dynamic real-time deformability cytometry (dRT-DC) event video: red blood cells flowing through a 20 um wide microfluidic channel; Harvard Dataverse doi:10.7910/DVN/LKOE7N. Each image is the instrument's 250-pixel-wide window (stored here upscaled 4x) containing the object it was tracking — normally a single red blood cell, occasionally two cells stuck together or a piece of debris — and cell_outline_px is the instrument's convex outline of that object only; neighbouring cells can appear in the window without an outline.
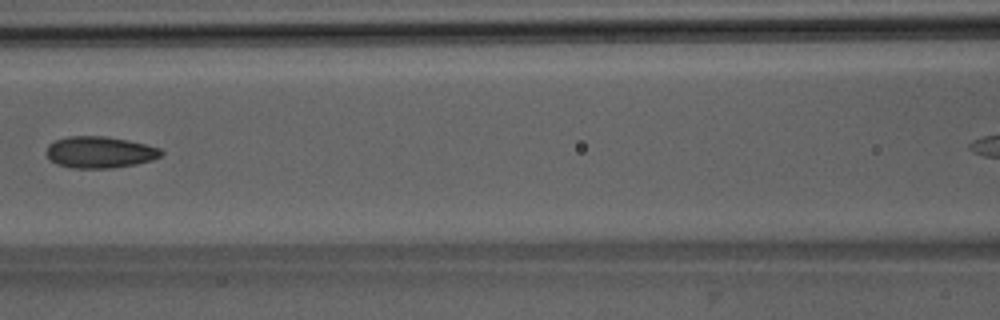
{"species": "Egyptian fruit bat (a non-hibernating species)", "species_latin": "Rousettus aegyptiacus", "temperature_condition": "room temperature", "stored_images_in_passage": 7, "camera_frame_rate_fps": 3000, "um_per_image_px": 0.085, "animal": {"sex": "male"}, "frame": {"image": 1, "passage_image": 6, "time_ms": 5.667, "image_size_px": [1000, 320], "cell_outline_px": [[164, 152], [160, 156], [152, 160], [136, 164], [112, 168], [72, 168], [56, 164], [44, 152], [48, 144], [56, 140], [68, 136], [104, 136], [128, 140], [160, 148]], "centroid_in_image_um": [8.46, 12.94], "position_along_channel_um": 158.1, "area_um2": 21.15}}